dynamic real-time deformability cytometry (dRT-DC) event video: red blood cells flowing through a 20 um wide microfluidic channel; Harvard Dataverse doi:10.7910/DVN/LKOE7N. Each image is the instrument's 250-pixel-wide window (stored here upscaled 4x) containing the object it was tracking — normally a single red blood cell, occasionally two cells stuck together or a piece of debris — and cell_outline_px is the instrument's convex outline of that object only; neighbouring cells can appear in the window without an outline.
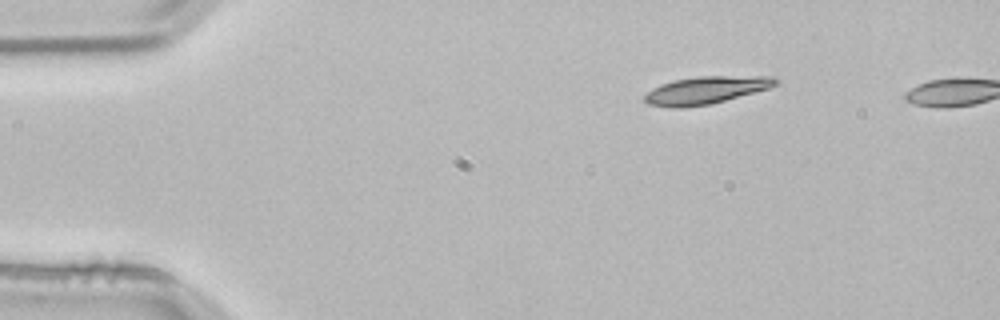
{"species": "common noctule bat (a hibernating species)", "species_latin": "Nyctalus noctula", "temperature_condition": "room temperature", "stored_images_in_passage": 42, "camera_frame_rate_fps": 3000, "um_per_image_px": 0.085, "animal": {"sex": "male", "body_mass_g": 21.5, "forearm_length_mm": 52.0}, "frame": {"image": 1, "passage_image": 1, "time_ms": 0.0, "image_size_px": [1000, 320], "cell_outline_px": [[780, 80], [776, 84], [768, 88], [724, 100], [708, 104], [680, 108], [672, 108], [648, 104], [644, 100], [644, 96], [652, 88], [660, 84], [676, 80], [700, 76], [772, 76]], "centroid_in_image_um": [59.97, 7.66], "position_along_channel_um": 25.0, "area_um2": 20.69}}
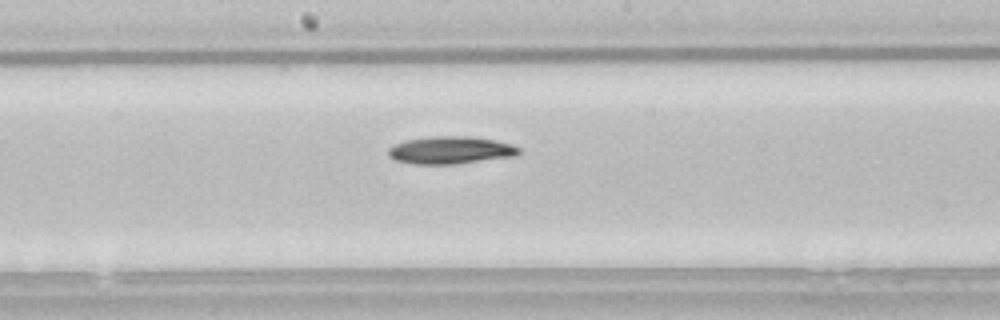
{"frame": {"image": 2, "passage_image": 21, "time_ms": 6.667, "image_size_px": [1000, 320], "cell_outline_px": [[520, 152], [516, 156], [456, 164], [412, 164], [396, 160], [388, 156], [388, 148], [396, 144], [408, 140], [432, 136], [472, 136], [512, 144], [520, 148]], "centroid_in_image_um": [38.31, 12.77], "position_along_channel_um": 209.9, "area_um2": 20.92}}
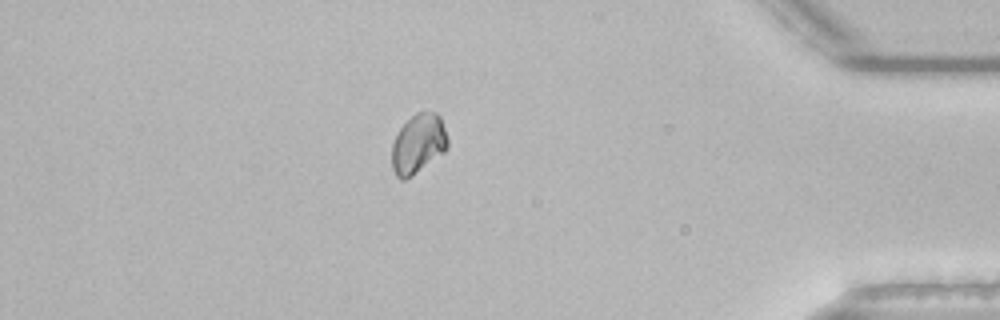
{"frame": {"image": 3, "passage_image": 39, "time_ms": 12.667, "image_size_px": [1000, 320], "cell_outline_px": [[448, 148], [444, 152], [412, 176], [404, 180], [400, 180], [396, 176], [392, 168], [392, 144], [400, 128], [416, 112], [436, 112], [440, 116], [448, 140]], "centroid_in_image_um": [35.55, 12.24], "position_along_channel_um": 399.7, "area_um2": 19.25}}